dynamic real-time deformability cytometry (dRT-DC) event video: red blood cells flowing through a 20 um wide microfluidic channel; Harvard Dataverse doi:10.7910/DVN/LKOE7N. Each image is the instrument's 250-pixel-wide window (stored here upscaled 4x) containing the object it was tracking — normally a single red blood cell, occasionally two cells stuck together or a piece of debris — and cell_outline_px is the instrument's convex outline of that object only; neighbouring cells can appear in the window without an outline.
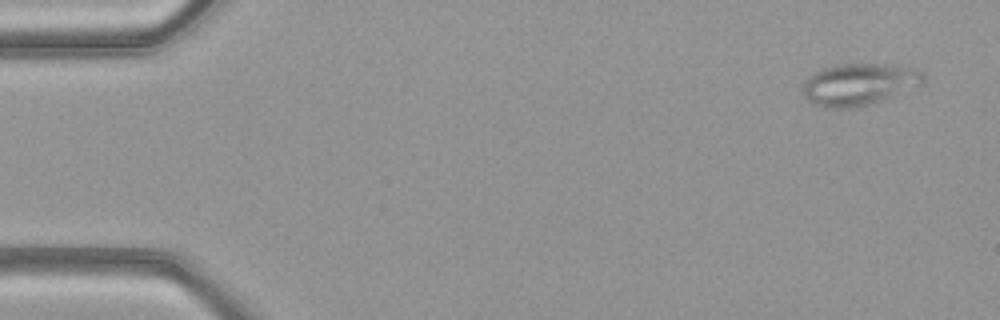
{"species": "common noctule bat (a hibernating species)", "species_latin": "Nyctalus noctula", "temperature_condition": "warm", "stored_images_in_passage": 48, "segment_of_instrument_passage": [1, 2], "camera_frame_rate_fps": 3000, "um_per_image_px": 0.085, "animal": {"sex": "female", "body_mass_g": 21.9}, "frame": {"image": 1, "passage_image": 1, "time_ms": 0.0, "image_size_px": [1000, 320], "cell_outline_px": [[928, 76], [924, 84], [868, 104], [856, 108], [824, 108], [812, 104], [804, 96], [804, 80], [808, 76], [820, 68], [836, 64], [884, 64], [920, 68]], "centroid_in_image_um": [73.04, 7.14], "position_along_channel_um": 12.0, "area_um2": 29.82}}